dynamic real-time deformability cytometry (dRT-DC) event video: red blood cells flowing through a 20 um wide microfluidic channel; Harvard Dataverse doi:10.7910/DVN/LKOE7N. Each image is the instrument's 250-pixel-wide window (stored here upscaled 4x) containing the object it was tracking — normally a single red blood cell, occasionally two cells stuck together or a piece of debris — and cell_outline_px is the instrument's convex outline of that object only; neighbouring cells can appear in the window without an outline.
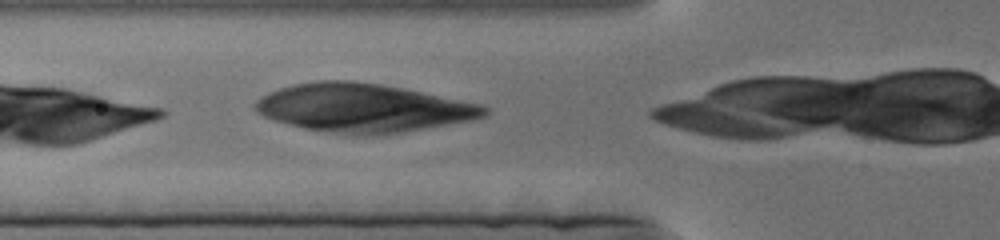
{"species": "human", "species_latin": "Homo sapiens", "temperature_condition": "cold", "stored_images_in_passage": 55, "camera_frame_rate_fps": 3000, "um_per_image_px": 0.085, "donor": {"sex": "female"}, "frame": {"image": 1, "passage_image": 7, "time_ms": 2.0, "image_size_px": [1000, 240], "cell_outline_px": [[488, 112], [484, 116], [472, 120], [400, 132], [336, 132], [304, 128], [288, 124], [264, 116], [256, 112], [252, 104], [256, 100], [268, 92], [292, 84], [316, 80], [348, 80], [380, 84], [404, 88], [480, 104], [488, 108]], "centroid_in_image_um": [30.82, 9.12], "position_along_channel_um": 95.0, "area_um2": 63.29}}
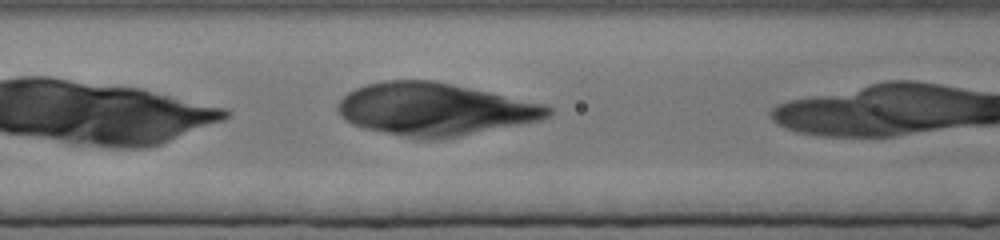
{"frame": {"image": 2, "passage_image": 16, "time_ms": 5.0, "image_size_px": [1000, 240], "cell_outline_px": [[552, 116], [540, 120], [456, 136], [428, 140], [364, 128], [352, 124], [344, 120], [340, 116], [336, 108], [336, 104], [348, 92], [356, 88], [368, 84], [384, 80], [432, 80], [544, 104], [552, 108]], "centroid_in_image_um": [36.89, 9.27], "position_along_channel_um": 129.7, "area_um2": 63.46}}